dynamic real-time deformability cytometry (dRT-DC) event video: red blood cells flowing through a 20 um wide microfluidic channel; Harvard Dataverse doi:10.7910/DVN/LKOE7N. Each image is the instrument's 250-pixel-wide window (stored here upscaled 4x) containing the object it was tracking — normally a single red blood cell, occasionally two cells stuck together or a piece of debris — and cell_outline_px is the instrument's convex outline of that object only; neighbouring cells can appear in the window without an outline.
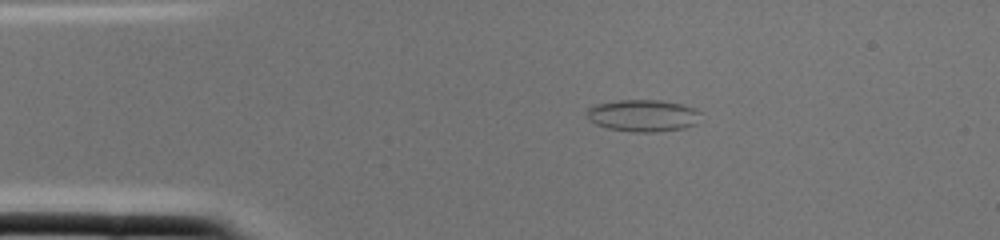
{"species": "common noctule bat (a hibernating species)", "species_latin": "Nyctalus noctula", "temperature_condition": "cold", "stored_images_in_passage": 1, "camera_frame_rate_fps": 3000, "um_per_image_px": 0.085, "animal": {"sex": "female", "body_mass_g": 22.0, "forearm_length_mm": 56.7}, "frame": {"image": 1, "passage_image": 1, "time_ms": 0.0, "image_size_px": [1000, 240], "cell_outline_px": [[700, 112], [696, 124], [684, 128], [656, 132], [632, 132], [608, 128], [596, 124], [588, 120], [588, 108], [596, 104], [616, 100], [660, 100], [684, 104], [696, 108]], "centroid_in_image_um": [54.67, 9.82], "position_along_channel_um": 30.3, "area_um2": 21.33}}